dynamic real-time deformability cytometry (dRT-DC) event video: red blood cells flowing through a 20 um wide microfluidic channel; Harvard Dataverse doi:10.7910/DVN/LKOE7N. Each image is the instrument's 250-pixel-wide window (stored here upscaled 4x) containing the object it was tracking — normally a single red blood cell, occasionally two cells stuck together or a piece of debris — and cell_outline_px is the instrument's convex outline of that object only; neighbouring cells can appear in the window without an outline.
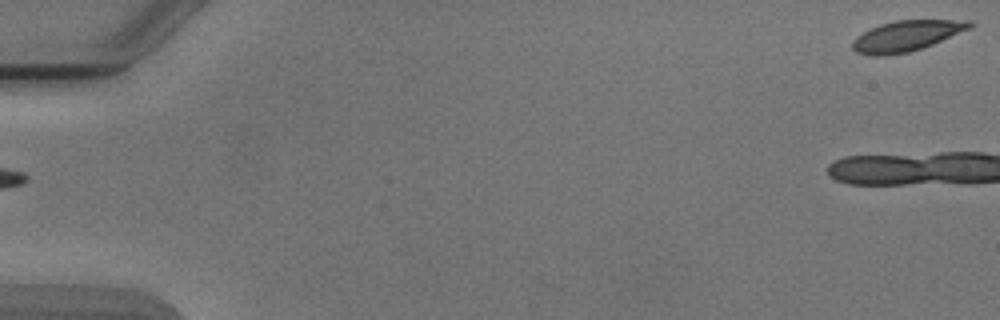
{"species": "Egyptian fruit bat (a non-hibernating species)", "species_latin": "Rousettus aegyptiacus", "temperature_condition": "cold", "stored_images_in_passage": 4, "segment_of_instrument_passage": [2, 2], "camera_frame_rate_fps": 3000, "um_per_image_px": 0.085, "animal": {"sex": "male"}, "frame": {"image": 1, "passage_image": 4, "time_ms": 3.667, "image_size_px": [1000, 320], "cell_outline_px": [[972, 28], [924, 48], [908, 52], [888, 56], [868, 56], [856, 52], [852, 48], [852, 40], [856, 36], [880, 24], [896, 20], [972, 20]], "centroid_in_image_um": [77.05, 3.07], "position_along_channel_um": 7.9, "area_um2": 21.15}}